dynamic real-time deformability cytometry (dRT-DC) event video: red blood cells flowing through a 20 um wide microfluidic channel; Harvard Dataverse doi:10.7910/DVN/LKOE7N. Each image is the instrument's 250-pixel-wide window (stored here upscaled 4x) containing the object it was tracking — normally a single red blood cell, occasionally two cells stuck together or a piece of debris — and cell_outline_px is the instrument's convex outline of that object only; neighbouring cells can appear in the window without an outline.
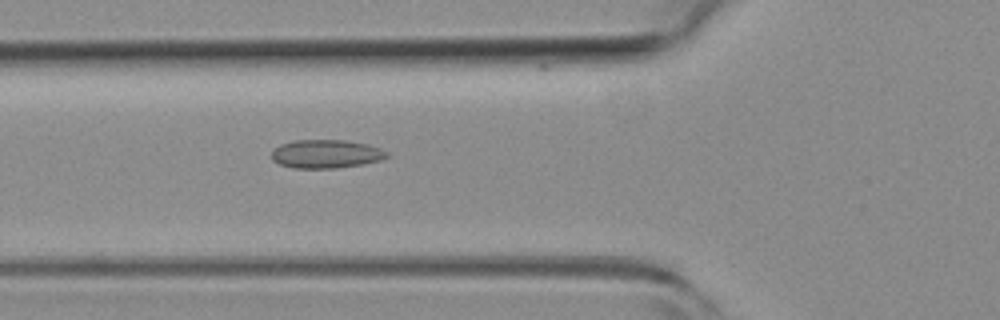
{"species": "common noctule bat (a hibernating species)", "species_latin": "Nyctalus noctula", "temperature_condition": "room temperature", "stored_images_in_passage": 5, "camera_frame_rate_fps": 3000, "um_per_image_px": 0.085, "animal": {"sex": "female", "body_mass_g": 19.3, "forearm_length_mm": 54.1}, "frame": {"image": 1, "passage_image": 5, "time_ms": 1.333, "image_size_px": [1000, 320], "cell_outline_px": [[388, 156], [380, 160], [364, 164], [336, 168], [292, 168], [280, 164], [272, 160], [272, 152], [280, 144], [296, 140], [344, 140], [368, 144], [380, 148], [388, 152]], "centroid_in_image_um": [27.72, 13.08], "position_along_channel_um": 98.1, "area_um2": 19.13}}